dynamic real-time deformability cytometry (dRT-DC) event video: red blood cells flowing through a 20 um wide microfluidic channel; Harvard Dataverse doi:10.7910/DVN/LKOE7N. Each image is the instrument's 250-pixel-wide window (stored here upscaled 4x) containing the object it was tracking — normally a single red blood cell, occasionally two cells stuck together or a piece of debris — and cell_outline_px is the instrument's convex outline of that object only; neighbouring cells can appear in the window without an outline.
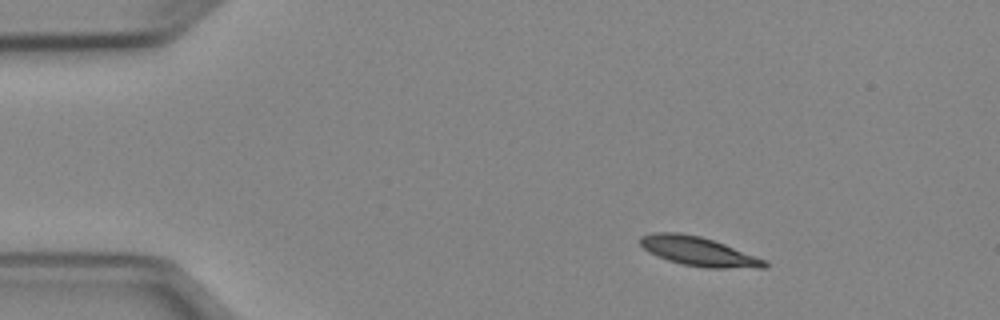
{"species": "Egyptian fruit bat (a non-hibernating species)", "species_latin": "Rousettus aegyptiacus", "temperature_condition": "cold", "stored_images_in_passage": 45, "camera_frame_rate_fps": 3000, "um_per_image_px": 0.085, "animal": {"sex": "female"}, "frame": {"image": 1, "passage_image": 1, "time_ms": 0.0, "image_size_px": [1000, 320], "cell_outline_px": [[768, 268], [708, 268], [684, 264], [668, 260], [648, 252], [640, 244], [640, 236], [652, 232], [680, 232], [700, 236], [724, 244], [768, 260]], "centroid_in_image_um": [59.4, 21.36], "position_along_channel_um": 25.6, "area_um2": 21.15}}
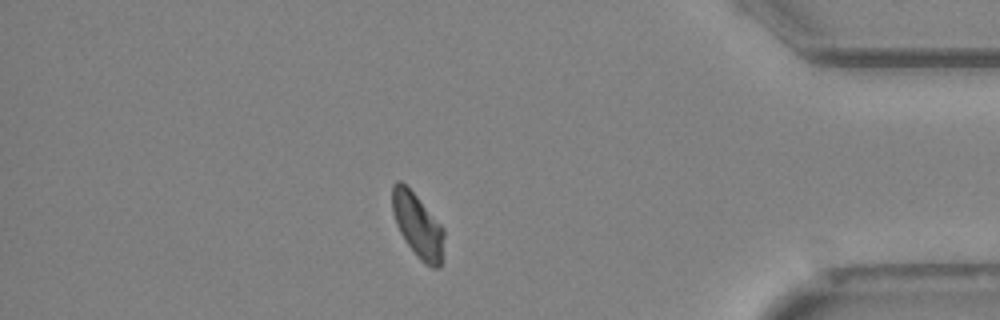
{"frame": {"image": 2, "passage_image": 38, "time_ms": 12.333, "image_size_px": [1000, 320], "cell_outline_px": [[444, 236], [440, 264], [436, 268], [432, 268], [424, 264], [420, 260], [404, 240], [396, 224], [392, 212], [392, 184], [396, 180], [400, 180], [416, 196], [444, 228]], "centroid_in_image_um": [35.48, 19.16], "position_along_channel_um": 399.7, "area_um2": 19.13}}
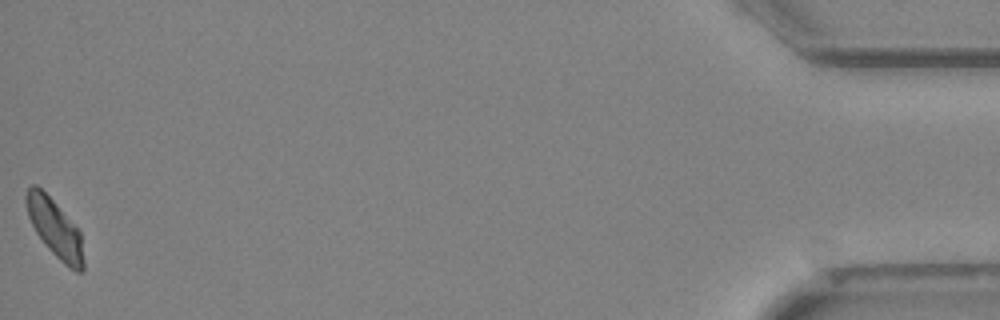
{"frame": {"image": 3, "passage_image": 45, "time_ms": 14.667, "image_size_px": [1000, 320], "cell_outline_px": [[84, 272], [76, 272], [64, 264], [44, 244], [36, 232], [28, 216], [24, 200], [24, 196], [28, 188], [32, 184], [36, 184], [56, 204], [80, 232], [84, 260]], "centroid_in_image_um": [4.65, 19.42], "position_along_channel_um": 430.5, "area_um2": 19.19}, "authors_computed_cell_mechanics": {"area_um2": 20.4612, "velocity_mm_per_s": 3.8956, "shape_relaxation_time_tau1_ms": 6.4009, "shape_relaxation_time_tau2_ms": null, "deformation_change_tau1": 0.1241, "deformation_change_tau2": null}}